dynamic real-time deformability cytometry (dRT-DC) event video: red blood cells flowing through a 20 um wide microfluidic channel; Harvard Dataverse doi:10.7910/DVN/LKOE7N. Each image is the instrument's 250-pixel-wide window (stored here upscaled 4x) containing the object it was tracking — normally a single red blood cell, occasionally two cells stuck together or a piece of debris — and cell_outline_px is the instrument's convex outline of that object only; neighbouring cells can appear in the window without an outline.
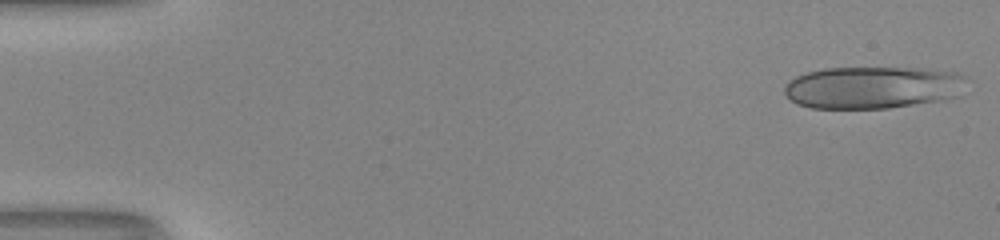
{"species": "human", "species_latin": "Homo sapiens", "temperature_condition": "room temperature", "stored_images_in_passage": 50, "camera_frame_rate_fps": 3000, "um_per_image_px": 0.085, "donor": {"sex": "male"}, "frame": {"image": 1, "passage_image": 1, "time_ms": 0.0, "image_size_px": [1000, 240], "cell_outline_px": [[964, 76], [956, 96], [944, 100], [888, 108], [812, 108], [796, 104], [784, 96], [784, 84], [788, 80], [804, 72], [824, 68], [920, 68], [956, 72]], "centroid_in_image_um": [74.06, 7.43], "position_along_channel_um": 10.9, "area_um2": 44.85}}
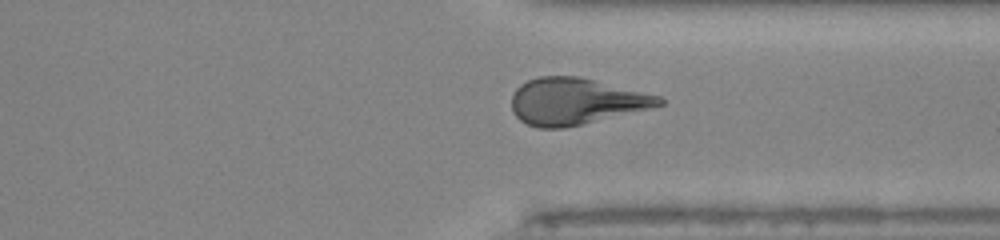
{"frame": {"image": 2, "passage_image": 38, "time_ms": 12.333, "image_size_px": [1000, 240], "cell_outline_px": [[664, 104], [648, 108], [564, 128], [536, 128], [520, 120], [512, 112], [512, 96], [516, 88], [520, 84], [528, 80], [540, 76], [580, 76], [660, 96], [664, 100]], "centroid_in_image_um": [48.88, 8.6], "position_along_channel_um": 362.5, "area_um2": 39.65}}
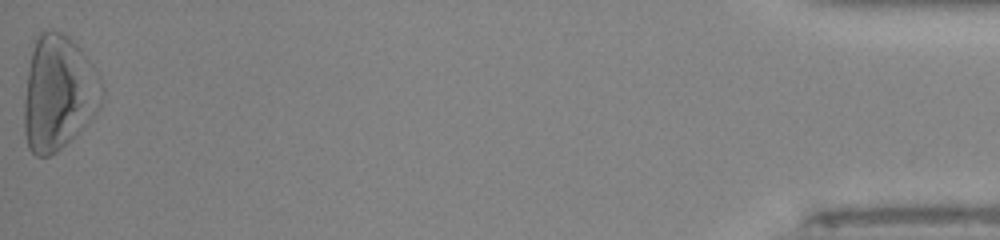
{"frame": {"image": 3, "passage_image": 50, "time_ms": 16.333, "image_size_px": [1000, 240], "cell_outline_px": [[104, 100], [100, 108], [56, 152], [48, 156], [36, 156], [28, 148], [24, 132], [24, 100], [28, 68], [36, 36], [40, 32], [52, 28], [68, 36], [80, 48], [100, 80], [104, 88]], "centroid_in_image_um": [4.95, 7.88], "position_along_channel_um": 430.3, "area_um2": 51.56}, "authors_computed_cell_mechanics": {"area_um2": 41.2692, "velocity_mm_per_s": 4.1554, "shape_relaxation_time_tau1_ms": 8.4055, "shape_relaxation_time_tau2_ms": 2.3494, "deformation_change_tau1": 0.2785, "deformation_change_tau2": 0.1122}}